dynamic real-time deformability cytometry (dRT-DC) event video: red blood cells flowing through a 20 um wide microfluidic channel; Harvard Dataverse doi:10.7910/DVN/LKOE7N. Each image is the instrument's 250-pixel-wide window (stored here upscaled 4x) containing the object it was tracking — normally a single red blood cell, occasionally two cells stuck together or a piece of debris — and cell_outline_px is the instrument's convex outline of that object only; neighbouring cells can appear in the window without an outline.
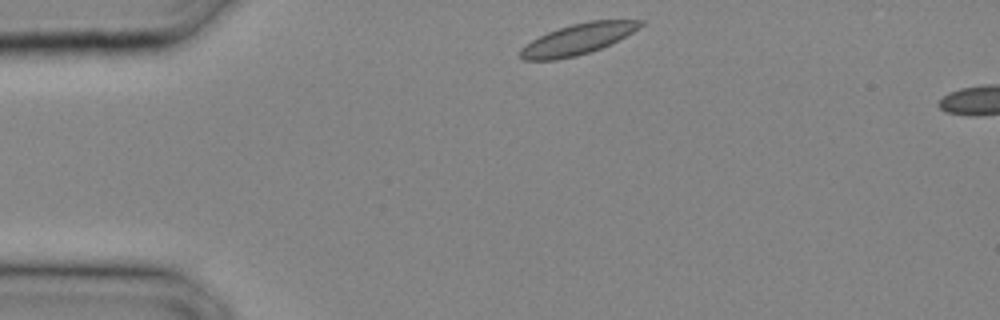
{"species": "common noctule bat (a hibernating species)", "species_latin": "Nyctalus noctula", "temperature_condition": "cold", "stored_images_in_passage": 3, "camera_frame_rate_fps": 3000, "um_per_image_px": 0.085, "animal": {"sex": "male", "body_mass_g": 20.4}, "frame": {"image": 1, "passage_image": 1, "time_ms": 0.0, "image_size_px": [1000, 320], "cell_outline_px": [[644, 24], [640, 28], [600, 48], [576, 56], [556, 60], [524, 60], [520, 56], [520, 48], [532, 40], [548, 32], [572, 24], [588, 20], [644, 20]], "centroid_in_image_um": [49.1, 3.32], "position_along_channel_um": 35.9, "area_um2": 21.21}}